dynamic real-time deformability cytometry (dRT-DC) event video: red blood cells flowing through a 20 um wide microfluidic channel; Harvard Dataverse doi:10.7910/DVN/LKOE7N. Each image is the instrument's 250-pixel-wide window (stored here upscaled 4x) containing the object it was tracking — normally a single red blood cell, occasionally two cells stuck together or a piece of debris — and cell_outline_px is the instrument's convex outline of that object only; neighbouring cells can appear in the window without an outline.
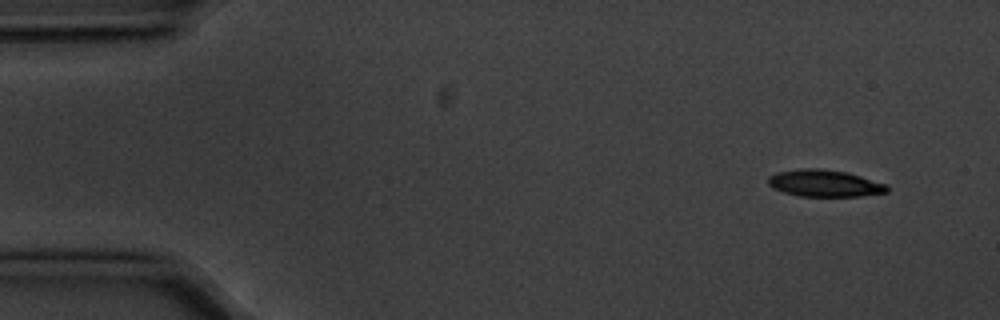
{"species": "common noctule bat (a hibernating species)", "species_latin": "Nyctalus noctula", "temperature_condition": "cold", "stored_images_in_passage": 5, "camera_frame_rate_fps": 3000, "um_per_image_px": 0.085, "animal": {"sex": "male", "body_mass_g": 20.1, "forearm_length_mm": 53.5}, "frame": {"image": 1, "passage_image": 1, "time_ms": 0.0, "image_size_px": [1000, 320], "cell_outline_px": [[888, 192], [860, 196], [800, 196], [784, 192], [772, 188], [768, 184], [768, 176], [776, 172], [800, 168], [820, 168], [848, 172], [888, 184]], "centroid_in_image_um": [70.09, 15.57], "position_along_channel_um": 14.9, "area_um2": 18.84}}
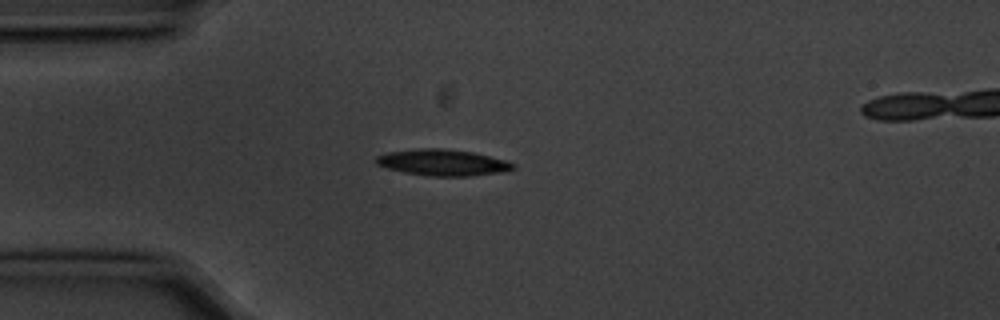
{"frame": {"image": 2, "passage_image": 4, "time_ms": 1.0, "image_size_px": [1000, 320], "cell_outline_px": [[516, 168], [500, 172], [468, 176], [428, 176], [404, 172], [388, 168], [376, 164], [376, 156], [388, 152], [420, 148], [440, 148], [472, 152], [504, 160], [516, 164]], "centroid_in_image_um": [37.61, 13.81], "position_along_channel_um": 47.4, "area_um2": 20.75}}